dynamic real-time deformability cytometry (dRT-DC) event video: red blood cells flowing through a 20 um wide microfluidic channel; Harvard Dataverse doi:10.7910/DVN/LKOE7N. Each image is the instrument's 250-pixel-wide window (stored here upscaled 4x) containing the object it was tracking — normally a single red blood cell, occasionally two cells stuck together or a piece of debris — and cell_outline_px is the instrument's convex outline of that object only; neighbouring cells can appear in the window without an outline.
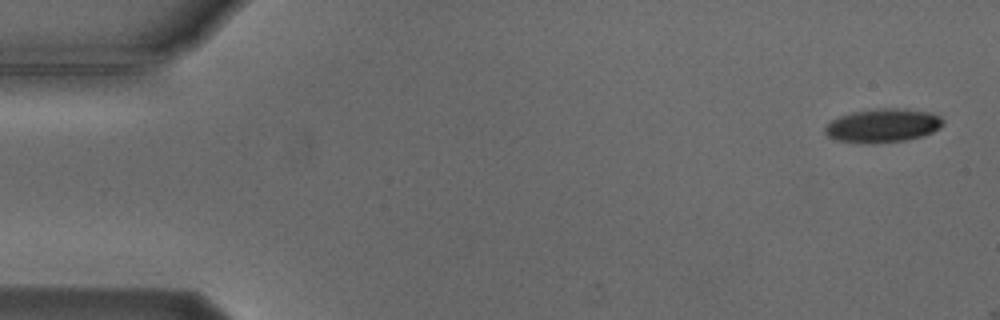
{"species": "Egyptian fruit bat (a non-hibernating species)", "species_latin": "Rousettus aegyptiacus", "temperature_condition": "cold", "stored_images_in_passage": 3, "camera_frame_rate_fps": 3000, "um_per_image_px": 0.085, "animal": {"sex": "male"}, "frame": {"image": 1, "passage_image": 1, "time_ms": 0.0, "image_size_px": [1000, 320], "cell_outline_px": [[944, 124], [940, 128], [932, 132], [920, 136], [904, 140], [872, 144], [836, 140], [828, 136], [824, 132], [824, 128], [832, 120], [840, 116], [852, 112], [876, 108], [904, 108], [928, 112], [940, 116], [944, 120]], "centroid_in_image_um": [75.04, 10.66], "position_along_channel_um": 10.0, "area_um2": 23.18}}